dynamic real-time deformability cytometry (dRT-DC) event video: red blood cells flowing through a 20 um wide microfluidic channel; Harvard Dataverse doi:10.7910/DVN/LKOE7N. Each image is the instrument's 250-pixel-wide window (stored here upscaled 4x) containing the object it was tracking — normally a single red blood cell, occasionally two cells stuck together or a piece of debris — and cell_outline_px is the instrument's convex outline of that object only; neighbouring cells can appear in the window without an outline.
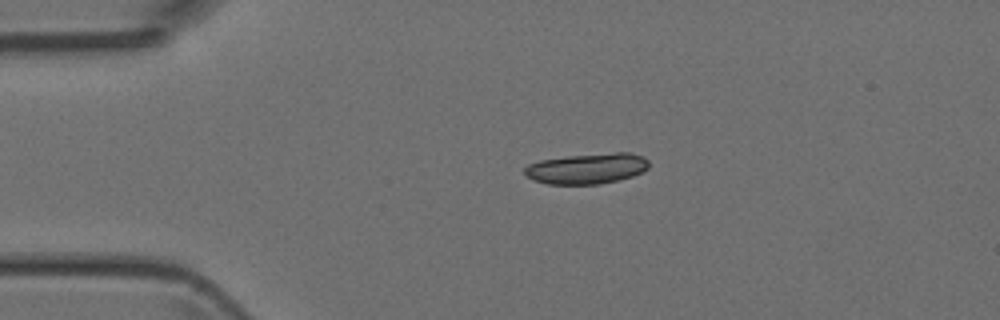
{"species": "Egyptian fruit bat (a non-hibernating species)", "species_latin": "Rousettus aegyptiacus", "temperature_condition": "room temperature", "stored_images_in_passage": 45, "camera_frame_rate_fps": 3000, "um_per_image_px": 0.085, "animal": {"sex": "female"}, "frame": {"image": 1, "passage_image": 7, "time_ms": 2.0, "image_size_px": [1000, 320], "cell_outline_px": [[648, 168], [632, 176], [600, 184], [548, 184], [532, 180], [524, 172], [524, 168], [528, 164], [540, 160], [568, 156], [616, 152], [628, 152], [644, 156], [648, 160]], "centroid_in_image_um": [49.88, 14.32], "position_along_channel_um": 35.1, "area_um2": 22.08}}
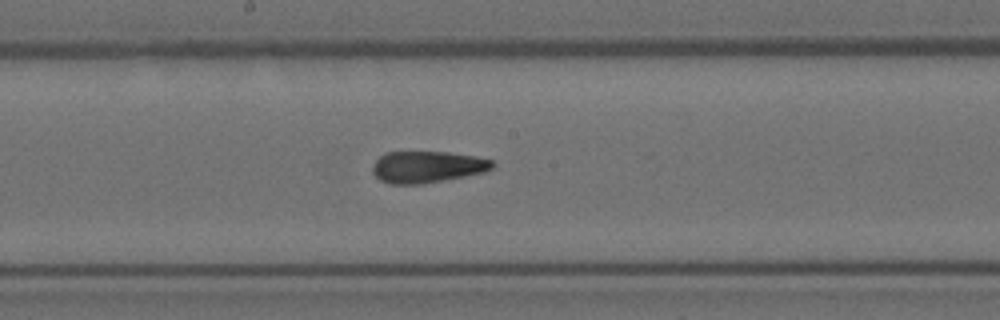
{"frame": {"image": 2, "passage_image": 22, "time_ms": 7.0, "image_size_px": [1000, 320], "cell_outline_px": [[496, 164], [492, 168], [484, 172], [464, 176], [420, 184], [392, 184], [380, 180], [372, 172], [372, 168], [376, 160], [384, 152], [448, 152], [476, 156], [492, 160]], "centroid_in_image_um": [36.31, 14.18], "position_along_channel_um": 211.9, "area_um2": 22.02}}
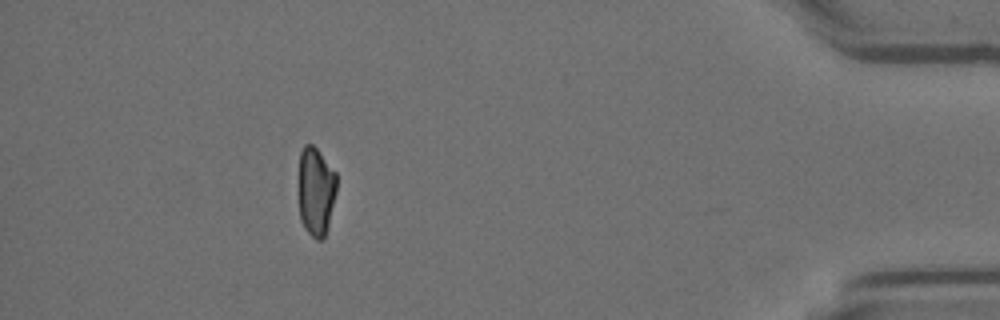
{"frame": {"image": 3, "passage_image": 40, "time_ms": 13.0, "image_size_px": [1000, 320], "cell_outline_px": [[336, 192], [328, 228], [324, 240], [316, 240], [304, 228], [300, 220], [300, 152], [304, 144], [312, 144], [316, 148], [336, 172]], "centroid_in_image_um": [26.87, 16.29], "position_along_channel_um": 408.3, "area_um2": 19.59}}